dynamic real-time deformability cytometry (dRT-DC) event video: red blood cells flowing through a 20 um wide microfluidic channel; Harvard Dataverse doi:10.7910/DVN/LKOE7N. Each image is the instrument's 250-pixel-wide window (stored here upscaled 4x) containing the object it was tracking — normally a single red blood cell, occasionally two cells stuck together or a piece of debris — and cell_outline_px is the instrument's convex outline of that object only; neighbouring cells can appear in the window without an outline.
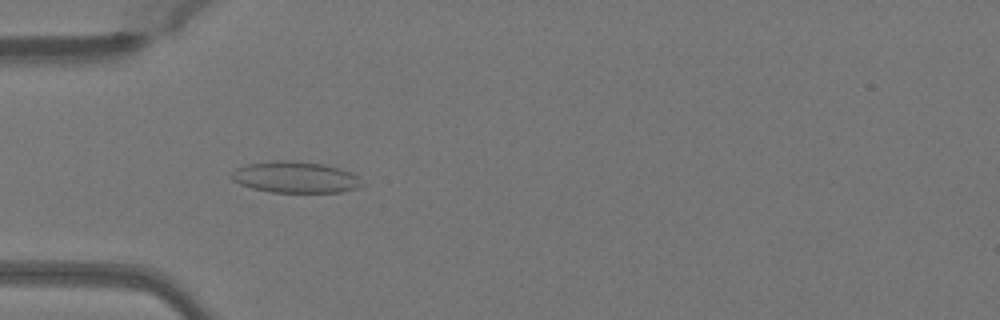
{"species": "Egyptian fruit bat (a non-hibernating species)", "species_latin": "Rousettus aegyptiacus", "temperature_condition": "warm", "stored_images_in_passage": 35, "camera_frame_rate_fps": 3000, "um_per_image_px": 0.085, "animal": {"sex": "female"}, "frame": {"image": 1, "passage_image": 1, "time_ms": 0.0, "image_size_px": [1000, 320], "cell_outline_px": [[360, 188], [340, 192], [272, 192], [252, 188], [240, 184], [232, 180], [228, 176], [236, 168], [248, 164], [272, 160], [292, 160], [324, 164], [340, 168], [352, 172], [356, 176], [360, 184]], "centroid_in_image_um": [25.06, 15.05], "position_along_channel_um": 59.9, "area_um2": 23.87}}
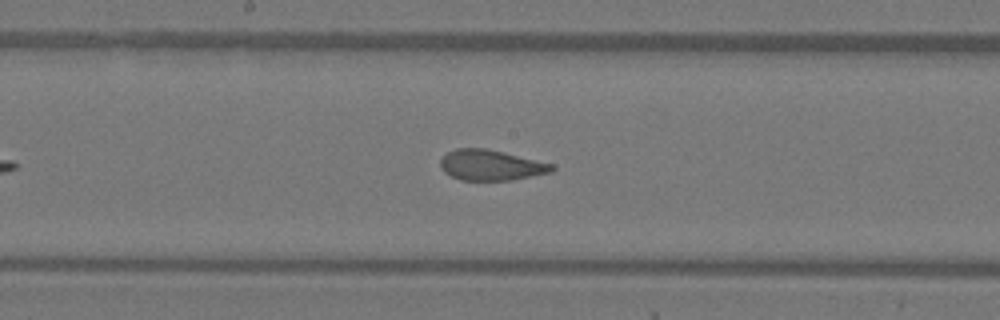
{"frame": {"image": 2, "passage_image": 12, "time_ms": 3.667, "image_size_px": [1000, 320], "cell_outline_px": [[556, 168], [552, 172], [512, 180], [460, 180], [444, 172], [440, 164], [440, 160], [448, 152], [456, 148], [484, 148], [552, 164]], "centroid_in_image_um": [41.71, 14.05], "position_along_channel_um": 206.5, "area_um2": 19.54}}
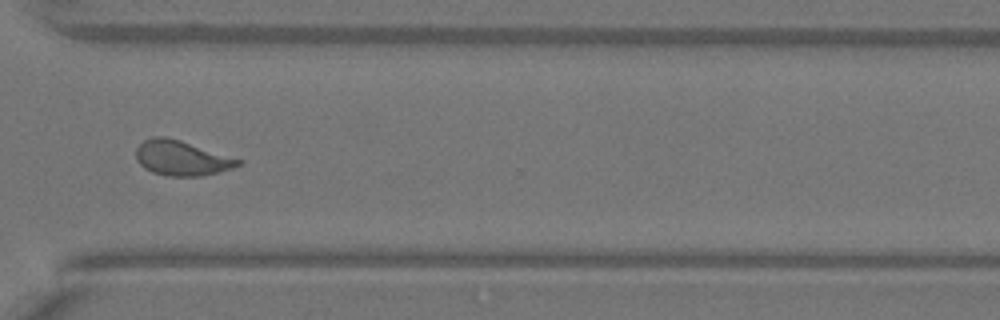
{"frame": {"image": 3, "passage_image": 23, "time_ms": 7.333, "image_size_px": [1000, 320], "cell_outline_px": [[244, 164], [232, 168], [200, 176], [168, 176], [152, 172], [144, 168], [136, 160], [136, 148], [144, 140], [152, 136], [164, 136], [180, 140], [244, 160]], "centroid_in_image_um": [15.44, 13.43], "position_along_channel_um": 355.2, "area_um2": 20.87}, "authors_computed_cell_mechanics": {"area_um2": 20.1722, "velocity_mm_per_s": 4.0665, "shape_relaxation_time_tau1_ms": null, "shape_relaxation_time_tau2_ms": 0.7292, "deformation_change_tau1": null, "deformation_change_tau2": 0.0531}}